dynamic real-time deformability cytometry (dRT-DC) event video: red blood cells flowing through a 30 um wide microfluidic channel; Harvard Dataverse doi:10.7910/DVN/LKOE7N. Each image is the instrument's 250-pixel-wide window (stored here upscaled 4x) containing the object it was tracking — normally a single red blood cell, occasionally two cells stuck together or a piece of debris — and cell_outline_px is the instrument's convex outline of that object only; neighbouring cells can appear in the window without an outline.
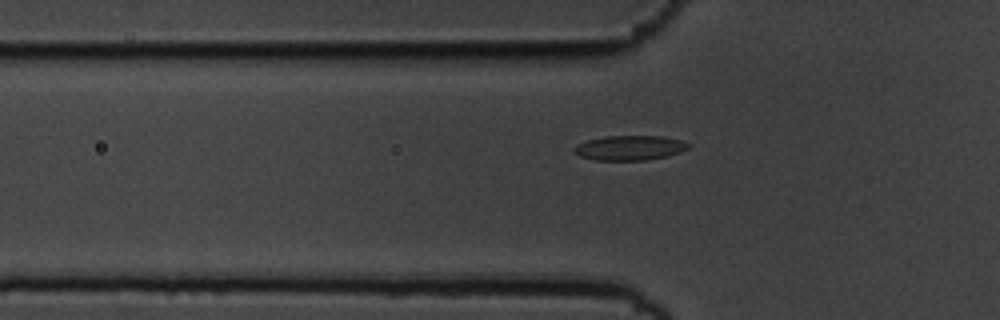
{"species": "common noctule bat (a hibernating species)", "species_latin": "Nyctalus noctula", "temperature_condition": "cold", "stored_images_in_passage": 46, "camera_frame_rate_fps": 3000, "um_per_image_px": 0.085, "animal": {"sex": "male", "body_mass_g": 19.5, "forearm_length_mm": 54.6}, "frame": {"image": 1, "passage_image": 13, "time_ms": 4.0, "image_size_px": [1000, 320], "cell_outline_px": [[692, 144], [688, 148], [680, 152], [668, 156], [648, 160], [596, 160], [580, 156], [572, 152], [572, 148], [576, 144], [588, 140], [608, 136], [660, 136], [680, 140]], "centroid_in_image_um": [53.51, 12.57], "position_along_channel_um": 72.3, "area_um2": 16.53}}
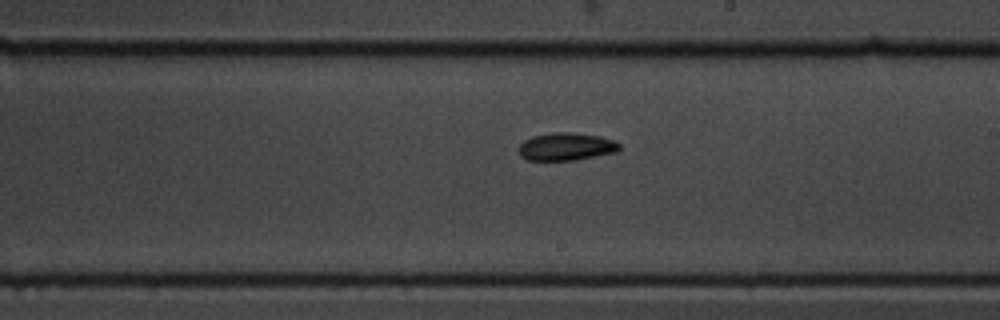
{"frame": {"image": 2, "passage_image": 27, "time_ms": 8.667, "image_size_px": [1000, 320], "cell_outline_px": [[620, 148], [616, 152], [572, 160], [528, 160], [520, 156], [520, 144], [524, 140], [532, 136], [556, 132], [568, 132], [600, 136], [612, 140], [620, 144]], "centroid_in_image_um": [48.11, 12.46], "position_along_channel_um": 240.9, "area_um2": 16.01}}
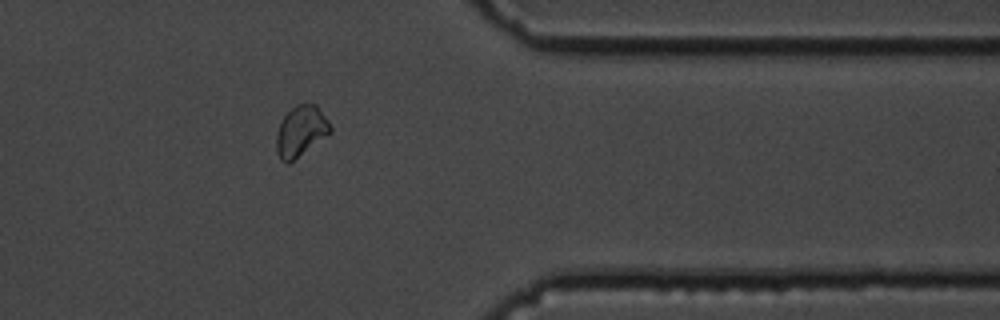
{"frame": {"image": 3, "passage_image": 40, "time_ms": 13.0, "image_size_px": [1000, 320], "cell_outline_px": [[332, 132], [288, 164], [280, 160], [276, 152], [276, 136], [280, 124], [284, 116], [296, 104], [316, 104], [328, 120], [332, 128]], "centroid_in_image_um": [25.57, 11.16], "position_along_channel_um": 385.8, "area_um2": 15.84}}